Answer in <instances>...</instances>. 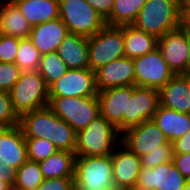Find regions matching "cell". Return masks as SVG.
I'll list each match as a JSON object with an SVG mask.
<instances>
[{
    "label": "cell",
    "mask_w": 190,
    "mask_h": 190,
    "mask_svg": "<svg viewBox=\"0 0 190 190\" xmlns=\"http://www.w3.org/2000/svg\"><path fill=\"white\" fill-rule=\"evenodd\" d=\"M25 138H42L58 150L75 153L76 131L59 118L49 106L30 111L19 118Z\"/></svg>",
    "instance_id": "1"
},
{
    "label": "cell",
    "mask_w": 190,
    "mask_h": 190,
    "mask_svg": "<svg viewBox=\"0 0 190 190\" xmlns=\"http://www.w3.org/2000/svg\"><path fill=\"white\" fill-rule=\"evenodd\" d=\"M132 25L160 38L183 25V0H147Z\"/></svg>",
    "instance_id": "2"
},
{
    "label": "cell",
    "mask_w": 190,
    "mask_h": 190,
    "mask_svg": "<svg viewBox=\"0 0 190 190\" xmlns=\"http://www.w3.org/2000/svg\"><path fill=\"white\" fill-rule=\"evenodd\" d=\"M120 138L118 129L102 116H98L83 130L76 132V157L111 155L118 147L116 143L121 142Z\"/></svg>",
    "instance_id": "3"
},
{
    "label": "cell",
    "mask_w": 190,
    "mask_h": 190,
    "mask_svg": "<svg viewBox=\"0 0 190 190\" xmlns=\"http://www.w3.org/2000/svg\"><path fill=\"white\" fill-rule=\"evenodd\" d=\"M9 95L19 118L30 111L49 106V87L37 70L22 71Z\"/></svg>",
    "instance_id": "4"
},
{
    "label": "cell",
    "mask_w": 190,
    "mask_h": 190,
    "mask_svg": "<svg viewBox=\"0 0 190 190\" xmlns=\"http://www.w3.org/2000/svg\"><path fill=\"white\" fill-rule=\"evenodd\" d=\"M74 187L84 190L115 189L111 155L76 157Z\"/></svg>",
    "instance_id": "5"
},
{
    "label": "cell",
    "mask_w": 190,
    "mask_h": 190,
    "mask_svg": "<svg viewBox=\"0 0 190 190\" xmlns=\"http://www.w3.org/2000/svg\"><path fill=\"white\" fill-rule=\"evenodd\" d=\"M89 65L92 71L124 57V25H105L88 37Z\"/></svg>",
    "instance_id": "6"
},
{
    "label": "cell",
    "mask_w": 190,
    "mask_h": 190,
    "mask_svg": "<svg viewBox=\"0 0 190 190\" xmlns=\"http://www.w3.org/2000/svg\"><path fill=\"white\" fill-rule=\"evenodd\" d=\"M59 18L69 33L92 36L100 31L106 21L86 0H58Z\"/></svg>",
    "instance_id": "7"
},
{
    "label": "cell",
    "mask_w": 190,
    "mask_h": 190,
    "mask_svg": "<svg viewBox=\"0 0 190 190\" xmlns=\"http://www.w3.org/2000/svg\"><path fill=\"white\" fill-rule=\"evenodd\" d=\"M49 107L76 132L100 116L97 96L49 97Z\"/></svg>",
    "instance_id": "8"
},
{
    "label": "cell",
    "mask_w": 190,
    "mask_h": 190,
    "mask_svg": "<svg viewBox=\"0 0 190 190\" xmlns=\"http://www.w3.org/2000/svg\"><path fill=\"white\" fill-rule=\"evenodd\" d=\"M134 85L160 90L175 74L169 69L158 48L133 59Z\"/></svg>",
    "instance_id": "9"
},
{
    "label": "cell",
    "mask_w": 190,
    "mask_h": 190,
    "mask_svg": "<svg viewBox=\"0 0 190 190\" xmlns=\"http://www.w3.org/2000/svg\"><path fill=\"white\" fill-rule=\"evenodd\" d=\"M157 48L175 75L184 74L190 56V31L184 25L157 38Z\"/></svg>",
    "instance_id": "10"
},
{
    "label": "cell",
    "mask_w": 190,
    "mask_h": 190,
    "mask_svg": "<svg viewBox=\"0 0 190 190\" xmlns=\"http://www.w3.org/2000/svg\"><path fill=\"white\" fill-rule=\"evenodd\" d=\"M97 94L95 72L90 68L68 69L49 86V97H93Z\"/></svg>",
    "instance_id": "11"
},
{
    "label": "cell",
    "mask_w": 190,
    "mask_h": 190,
    "mask_svg": "<svg viewBox=\"0 0 190 190\" xmlns=\"http://www.w3.org/2000/svg\"><path fill=\"white\" fill-rule=\"evenodd\" d=\"M121 137V143L139 157L155 149H160V145L169 142L152 119L128 128L121 133Z\"/></svg>",
    "instance_id": "12"
},
{
    "label": "cell",
    "mask_w": 190,
    "mask_h": 190,
    "mask_svg": "<svg viewBox=\"0 0 190 190\" xmlns=\"http://www.w3.org/2000/svg\"><path fill=\"white\" fill-rule=\"evenodd\" d=\"M159 105V90L134 85L133 95L128 96L127 114H123V132L151 120Z\"/></svg>",
    "instance_id": "13"
},
{
    "label": "cell",
    "mask_w": 190,
    "mask_h": 190,
    "mask_svg": "<svg viewBox=\"0 0 190 190\" xmlns=\"http://www.w3.org/2000/svg\"><path fill=\"white\" fill-rule=\"evenodd\" d=\"M134 85L120 86L98 91L100 116L123 133V114H127L128 96H132Z\"/></svg>",
    "instance_id": "14"
},
{
    "label": "cell",
    "mask_w": 190,
    "mask_h": 190,
    "mask_svg": "<svg viewBox=\"0 0 190 190\" xmlns=\"http://www.w3.org/2000/svg\"><path fill=\"white\" fill-rule=\"evenodd\" d=\"M188 182L170 161L154 168L141 166L137 184L151 190H183Z\"/></svg>",
    "instance_id": "15"
},
{
    "label": "cell",
    "mask_w": 190,
    "mask_h": 190,
    "mask_svg": "<svg viewBox=\"0 0 190 190\" xmlns=\"http://www.w3.org/2000/svg\"><path fill=\"white\" fill-rule=\"evenodd\" d=\"M121 150L118 147L111 154L113 181L116 190H126L138 182L141 170V157L131 152L121 142Z\"/></svg>",
    "instance_id": "16"
},
{
    "label": "cell",
    "mask_w": 190,
    "mask_h": 190,
    "mask_svg": "<svg viewBox=\"0 0 190 190\" xmlns=\"http://www.w3.org/2000/svg\"><path fill=\"white\" fill-rule=\"evenodd\" d=\"M97 90L134 85V62L131 58L121 57L95 71Z\"/></svg>",
    "instance_id": "17"
},
{
    "label": "cell",
    "mask_w": 190,
    "mask_h": 190,
    "mask_svg": "<svg viewBox=\"0 0 190 190\" xmlns=\"http://www.w3.org/2000/svg\"><path fill=\"white\" fill-rule=\"evenodd\" d=\"M27 160V146L21 127L0 128V161L18 169Z\"/></svg>",
    "instance_id": "18"
},
{
    "label": "cell",
    "mask_w": 190,
    "mask_h": 190,
    "mask_svg": "<svg viewBox=\"0 0 190 190\" xmlns=\"http://www.w3.org/2000/svg\"><path fill=\"white\" fill-rule=\"evenodd\" d=\"M69 33L66 25L60 19L44 22L33 26L29 38L40 54L56 52L63 39Z\"/></svg>",
    "instance_id": "19"
},
{
    "label": "cell",
    "mask_w": 190,
    "mask_h": 190,
    "mask_svg": "<svg viewBox=\"0 0 190 190\" xmlns=\"http://www.w3.org/2000/svg\"><path fill=\"white\" fill-rule=\"evenodd\" d=\"M160 105L190 114V79L183 74L174 75L159 90Z\"/></svg>",
    "instance_id": "20"
},
{
    "label": "cell",
    "mask_w": 190,
    "mask_h": 190,
    "mask_svg": "<svg viewBox=\"0 0 190 190\" xmlns=\"http://www.w3.org/2000/svg\"><path fill=\"white\" fill-rule=\"evenodd\" d=\"M56 52L69 69L90 68L87 36L68 33Z\"/></svg>",
    "instance_id": "21"
},
{
    "label": "cell",
    "mask_w": 190,
    "mask_h": 190,
    "mask_svg": "<svg viewBox=\"0 0 190 190\" xmlns=\"http://www.w3.org/2000/svg\"><path fill=\"white\" fill-rule=\"evenodd\" d=\"M152 120L163 131L169 142H174L190 130V114L159 105Z\"/></svg>",
    "instance_id": "22"
},
{
    "label": "cell",
    "mask_w": 190,
    "mask_h": 190,
    "mask_svg": "<svg viewBox=\"0 0 190 190\" xmlns=\"http://www.w3.org/2000/svg\"><path fill=\"white\" fill-rule=\"evenodd\" d=\"M0 34L19 39L28 38L32 26L11 1H0Z\"/></svg>",
    "instance_id": "23"
},
{
    "label": "cell",
    "mask_w": 190,
    "mask_h": 190,
    "mask_svg": "<svg viewBox=\"0 0 190 190\" xmlns=\"http://www.w3.org/2000/svg\"><path fill=\"white\" fill-rule=\"evenodd\" d=\"M11 2L17 5L32 27L59 18L58 0H26Z\"/></svg>",
    "instance_id": "24"
},
{
    "label": "cell",
    "mask_w": 190,
    "mask_h": 190,
    "mask_svg": "<svg viewBox=\"0 0 190 190\" xmlns=\"http://www.w3.org/2000/svg\"><path fill=\"white\" fill-rule=\"evenodd\" d=\"M157 48V38L133 25H124V56L137 58Z\"/></svg>",
    "instance_id": "25"
},
{
    "label": "cell",
    "mask_w": 190,
    "mask_h": 190,
    "mask_svg": "<svg viewBox=\"0 0 190 190\" xmlns=\"http://www.w3.org/2000/svg\"><path fill=\"white\" fill-rule=\"evenodd\" d=\"M75 159L74 152L58 150L38 164L44 179L74 177Z\"/></svg>",
    "instance_id": "26"
},
{
    "label": "cell",
    "mask_w": 190,
    "mask_h": 190,
    "mask_svg": "<svg viewBox=\"0 0 190 190\" xmlns=\"http://www.w3.org/2000/svg\"><path fill=\"white\" fill-rule=\"evenodd\" d=\"M147 0H115L106 25H132Z\"/></svg>",
    "instance_id": "27"
},
{
    "label": "cell",
    "mask_w": 190,
    "mask_h": 190,
    "mask_svg": "<svg viewBox=\"0 0 190 190\" xmlns=\"http://www.w3.org/2000/svg\"><path fill=\"white\" fill-rule=\"evenodd\" d=\"M44 181L38 162L27 160L16 171L12 187L15 190H36Z\"/></svg>",
    "instance_id": "28"
},
{
    "label": "cell",
    "mask_w": 190,
    "mask_h": 190,
    "mask_svg": "<svg viewBox=\"0 0 190 190\" xmlns=\"http://www.w3.org/2000/svg\"><path fill=\"white\" fill-rule=\"evenodd\" d=\"M68 69L59 54L57 52H51L41 55L37 71L44 78L46 85L49 87L53 82L59 80Z\"/></svg>",
    "instance_id": "29"
},
{
    "label": "cell",
    "mask_w": 190,
    "mask_h": 190,
    "mask_svg": "<svg viewBox=\"0 0 190 190\" xmlns=\"http://www.w3.org/2000/svg\"><path fill=\"white\" fill-rule=\"evenodd\" d=\"M40 59L41 54L29 37L19 39V48L14 63L22 71H36L39 67Z\"/></svg>",
    "instance_id": "30"
},
{
    "label": "cell",
    "mask_w": 190,
    "mask_h": 190,
    "mask_svg": "<svg viewBox=\"0 0 190 190\" xmlns=\"http://www.w3.org/2000/svg\"><path fill=\"white\" fill-rule=\"evenodd\" d=\"M29 161L40 162L58 151L49 140L42 138H25Z\"/></svg>",
    "instance_id": "31"
},
{
    "label": "cell",
    "mask_w": 190,
    "mask_h": 190,
    "mask_svg": "<svg viewBox=\"0 0 190 190\" xmlns=\"http://www.w3.org/2000/svg\"><path fill=\"white\" fill-rule=\"evenodd\" d=\"M173 157V143L168 142L160 145V149H155L141 156V166L154 168L165 162L172 161Z\"/></svg>",
    "instance_id": "32"
},
{
    "label": "cell",
    "mask_w": 190,
    "mask_h": 190,
    "mask_svg": "<svg viewBox=\"0 0 190 190\" xmlns=\"http://www.w3.org/2000/svg\"><path fill=\"white\" fill-rule=\"evenodd\" d=\"M19 125V117L13 110L9 92L0 91V128Z\"/></svg>",
    "instance_id": "33"
},
{
    "label": "cell",
    "mask_w": 190,
    "mask_h": 190,
    "mask_svg": "<svg viewBox=\"0 0 190 190\" xmlns=\"http://www.w3.org/2000/svg\"><path fill=\"white\" fill-rule=\"evenodd\" d=\"M21 73L22 70L15 63L0 62V91L9 92Z\"/></svg>",
    "instance_id": "34"
},
{
    "label": "cell",
    "mask_w": 190,
    "mask_h": 190,
    "mask_svg": "<svg viewBox=\"0 0 190 190\" xmlns=\"http://www.w3.org/2000/svg\"><path fill=\"white\" fill-rule=\"evenodd\" d=\"M18 48L19 38L0 34V62L14 63Z\"/></svg>",
    "instance_id": "35"
},
{
    "label": "cell",
    "mask_w": 190,
    "mask_h": 190,
    "mask_svg": "<svg viewBox=\"0 0 190 190\" xmlns=\"http://www.w3.org/2000/svg\"><path fill=\"white\" fill-rule=\"evenodd\" d=\"M74 177L50 178L44 181L36 188V190H73Z\"/></svg>",
    "instance_id": "36"
},
{
    "label": "cell",
    "mask_w": 190,
    "mask_h": 190,
    "mask_svg": "<svg viewBox=\"0 0 190 190\" xmlns=\"http://www.w3.org/2000/svg\"><path fill=\"white\" fill-rule=\"evenodd\" d=\"M172 162L179 172L190 181V152L186 154H174Z\"/></svg>",
    "instance_id": "37"
},
{
    "label": "cell",
    "mask_w": 190,
    "mask_h": 190,
    "mask_svg": "<svg viewBox=\"0 0 190 190\" xmlns=\"http://www.w3.org/2000/svg\"><path fill=\"white\" fill-rule=\"evenodd\" d=\"M115 0H86L106 20L113 9Z\"/></svg>",
    "instance_id": "38"
},
{
    "label": "cell",
    "mask_w": 190,
    "mask_h": 190,
    "mask_svg": "<svg viewBox=\"0 0 190 190\" xmlns=\"http://www.w3.org/2000/svg\"><path fill=\"white\" fill-rule=\"evenodd\" d=\"M173 143L174 154H186L190 152V130Z\"/></svg>",
    "instance_id": "39"
},
{
    "label": "cell",
    "mask_w": 190,
    "mask_h": 190,
    "mask_svg": "<svg viewBox=\"0 0 190 190\" xmlns=\"http://www.w3.org/2000/svg\"><path fill=\"white\" fill-rule=\"evenodd\" d=\"M16 171L17 169L12 167V165L0 161V179L7 180L12 185Z\"/></svg>",
    "instance_id": "40"
},
{
    "label": "cell",
    "mask_w": 190,
    "mask_h": 190,
    "mask_svg": "<svg viewBox=\"0 0 190 190\" xmlns=\"http://www.w3.org/2000/svg\"><path fill=\"white\" fill-rule=\"evenodd\" d=\"M183 25L190 31V11H183Z\"/></svg>",
    "instance_id": "41"
},
{
    "label": "cell",
    "mask_w": 190,
    "mask_h": 190,
    "mask_svg": "<svg viewBox=\"0 0 190 190\" xmlns=\"http://www.w3.org/2000/svg\"><path fill=\"white\" fill-rule=\"evenodd\" d=\"M12 185L4 179H0V190H9Z\"/></svg>",
    "instance_id": "42"
},
{
    "label": "cell",
    "mask_w": 190,
    "mask_h": 190,
    "mask_svg": "<svg viewBox=\"0 0 190 190\" xmlns=\"http://www.w3.org/2000/svg\"><path fill=\"white\" fill-rule=\"evenodd\" d=\"M126 190H151V189H148V188L141 186L139 184H135L133 187H130Z\"/></svg>",
    "instance_id": "43"
},
{
    "label": "cell",
    "mask_w": 190,
    "mask_h": 190,
    "mask_svg": "<svg viewBox=\"0 0 190 190\" xmlns=\"http://www.w3.org/2000/svg\"><path fill=\"white\" fill-rule=\"evenodd\" d=\"M183 75L190 79V56H189V60H188V63Z\"/></svg>",
    "instance_id": "44"
},
{
    "label": "cell",
    "mask_w": 190,
    "mask_h": 190,
    "mask_svg": "<svg viewBox=\"0 0 190 190\" xmlns=\"http://www.w3.org/2000/svg\"><path fill=\"white\" fill-rule=\"evenodd\" d=\"M183 11H190V0H183Z\"/></svg>",
    "instance_id": "45"
},
{
    "label": "cell",
    "mask_w": 190,
    "mask_h": 190,
    "mask_svg": "<svg viewBox=\"0 0 190 190\" xmlns=\"http://www.w3.org/2000/svg\"><path fill=\"white\" fill-rule=\"evenodd\" d=\"M183 190H190V181L185 185Z\"/></svg>",
    "instance_id": "46"
},
{
    "label": "cell",
    "mask_w": 190,
    "mask_h": 190,
    "mask_svg": "<svg viewBox=\"0 0 190 190\" xmlns=\"http://www.w3.org/2000/svg\"><path fill=\"white\" fill-rule=\"evenodd\" d=\"M73 190H84V189H80V188H76V187H74ZM102 190H116V189H102Z\"/></svg>",
    "instance_id": "47"
}]
</instances>
